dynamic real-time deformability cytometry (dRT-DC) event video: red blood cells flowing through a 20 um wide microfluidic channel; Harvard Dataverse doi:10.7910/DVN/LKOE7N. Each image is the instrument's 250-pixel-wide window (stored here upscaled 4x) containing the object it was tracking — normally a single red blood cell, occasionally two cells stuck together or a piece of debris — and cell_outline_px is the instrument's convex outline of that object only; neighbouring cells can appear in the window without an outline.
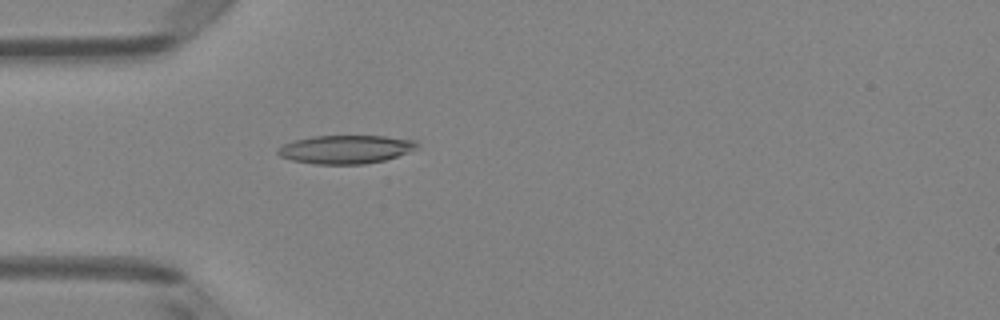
{"species": "Egyptian fruit bat (a non-hibernating species)", "species_latin": "Rousettus aegyptiacus", "temperature_condition": "room temperature", "stored_images_in_passage": 40, "camera_frame_rate_fps": 3000, "um_per_image_px": 0.085, "animal": {"sex": "female"}, "frame": {"image": 1, "passage_image": 5, "time_ms": 1.333, "image_size_px": [1000, 320], "cell_outline_px": [[420, 144], [416, 148], [396, 156], [384, 160], [364, 164], [316, 164], [292, 160], [280, 156], [276, 152], [276, 148], [284, 144], [296, 140], [312, 136], [384, 136], [416, 140]], "centroid_in_image_um": [29.37, 12.69], "position_along_channel_um": 55.6, "area_um2": 22.95}}
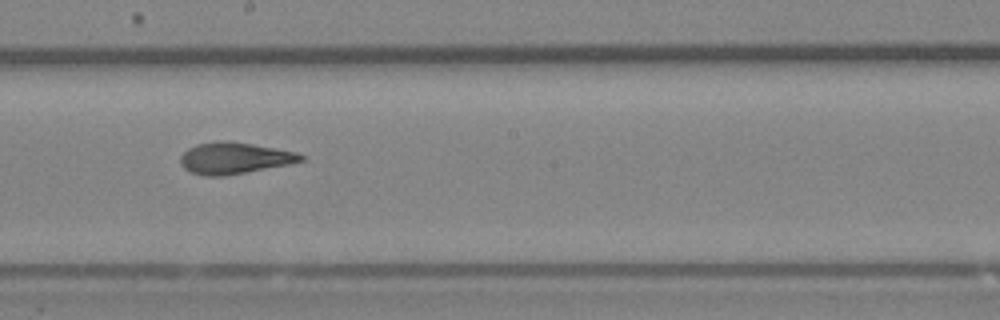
{"frame": {"image": 2, "passage_image": 18, "time_ms": 5.667, "image_size_px": [1000, 320], "cell_outline_px": [[304, 160], [288, 164], [224, 176], [204, 176], [192, 172], [184, 168], [180, 164], [180, 156], [188, 148], [196, 144], [216, 140], [228, 140], [252, 144], [296, 152], [304, 156]], "centroid_in_image_um": [19.87, 13.43], "position_along_channel_um": 228.3, "area_um2": 22.02}}
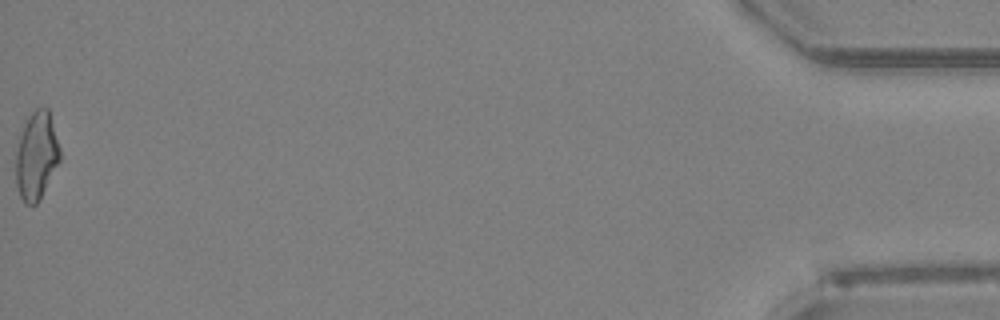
{"frame": {"image": 3, "passage_image": 40, "time_ms": 13.0, "image_size_px": [1000, 320], "cell_outline_px": [[60, 160], [40, 200], [36, 204], [24, 204], [20, 196], [16, 184], [16, 152], [20, 136], [24, 124], [28, 116], [36, 108], [48, 108], [60, 148]], "centroid_in_image_um": [3.1, 13.26], "position_along_channel_um": 432.1, "area_um2": 22.48}, "authors_computed_cell_mechanics": {"area_um2": 22.1085, "velocity_mm_per_s": 4.1366, "shape_relaxation_time_tau1_ms": 10.2624, "shape_relaxation_time_tau2_ms": 2.0107, "deformation_change_tau1": 0.2499, "deformation_change_tau2": 0.107}}